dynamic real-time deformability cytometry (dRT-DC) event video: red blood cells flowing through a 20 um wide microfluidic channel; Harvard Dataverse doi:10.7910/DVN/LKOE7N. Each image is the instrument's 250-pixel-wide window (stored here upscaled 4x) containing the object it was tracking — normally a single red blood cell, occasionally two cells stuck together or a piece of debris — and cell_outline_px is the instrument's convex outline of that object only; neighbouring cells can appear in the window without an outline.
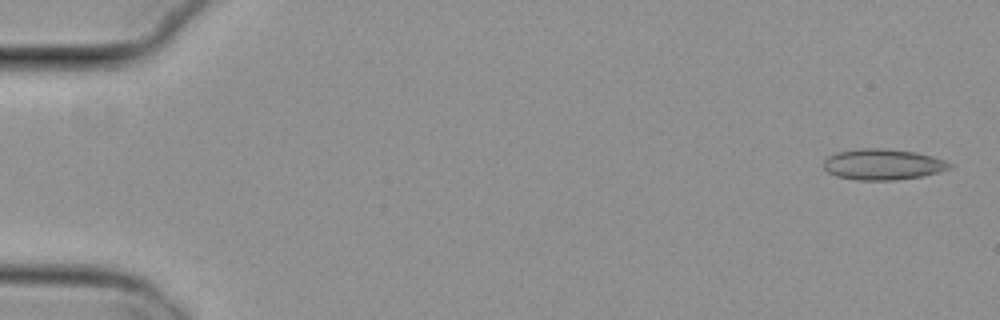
{"species": "common noctule bat (a hibernating species)", "species_latin": "Nyctalus noctula", "temperature_condition": "cold", "stored_images_in_passage": 5, "camera_frame_rate_fps": 3000, "um_per_image_px": 0.085, "animal": {"sex": "female", "body_mass_g": 29.2, "forearm_length_mm": 56.3}, "frame": {"image": 1, "passage_image": 1, "time_ms": 0.0, "image_size_px": [1000, 320], "cell_outline_px": [[952, 168], [940, 172], [920, 176], [892, 180], [856, 180], [836, 176], [828, 172], [824, 168], [824, 160], [828, 156], [836, 152], [860, 148], [884, 148], [916, 152], [932, 156], [944, 160], [952, 164]], "centroid_in_image_um": [75.03, 13.97], "position_along_channel_um": 10.0, "area_um2": 22.72}}
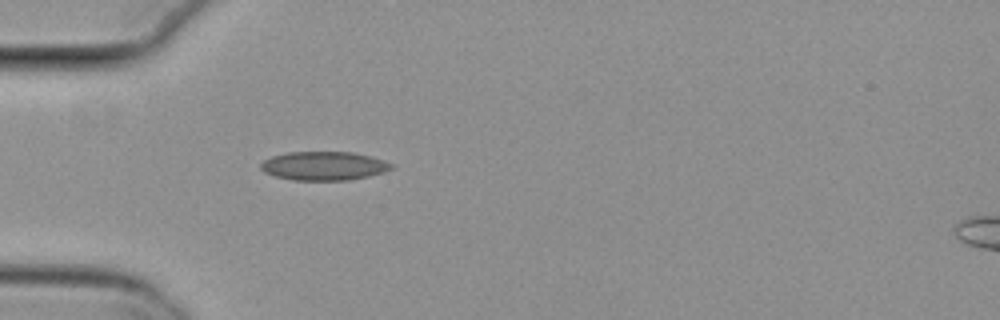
{"frame": {"image": 2, "passage_image": 5, "time_ms": 1.333, "image_size_px": [1000, 320], "cell_outline_px": [[396, 168], [384, 172], [368, 176], [348, 180], [292, 180], [276, 176], [264, 172], [260, 168], [260, 164], [264, 160], [272, 156], [288, 152], [352, 152], [384, 160], [392, 164]], "centroid_in_image_um": [27.53, 14.1], "position_along_channel_um": 57.5, "area_um2": 21.85}}